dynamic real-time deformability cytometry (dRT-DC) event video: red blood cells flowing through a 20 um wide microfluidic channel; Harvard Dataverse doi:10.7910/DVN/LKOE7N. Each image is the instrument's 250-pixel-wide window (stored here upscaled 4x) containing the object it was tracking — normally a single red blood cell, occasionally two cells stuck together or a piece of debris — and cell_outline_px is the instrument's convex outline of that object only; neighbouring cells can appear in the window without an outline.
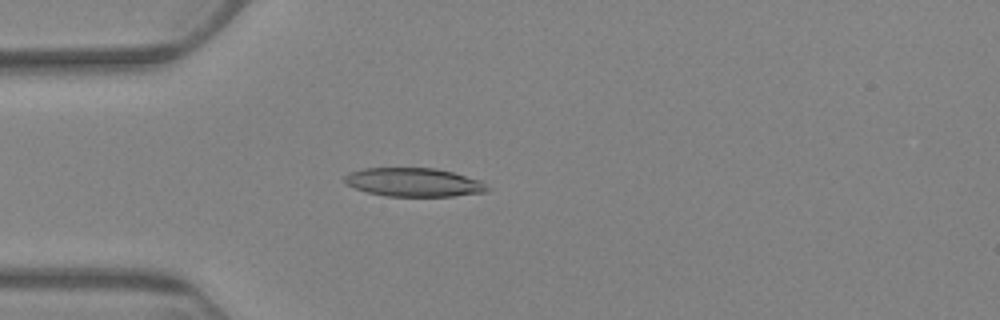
{"species": "Egyptian fruit bat (a non-hibernating species)", "species_latin": "Rousettus aegyptiacus", "temperature_condition": "warm", "stored_images_in_passage": 5, "camera_frame_rate_fps": 3000, "um_per_image_px": 0.085, "animal": {"sex": "female"}, "frame": {"image": 1, "passage_image": 5, "time_ms": 4.667, "image_size_px": [1000, 320], "cell_outline_px": [[492, 188], [484, 192], [452, 196], [388, 196], [368, 192], [356, 188], [348, 184], [344, 180], [344, 176], [348, 172], [364, 168], [436, 168], [452, 172], [480, 180]], "centroid_in_image_um": [35.19, 15.49], "position_along_channel_um": 49.8, "area_um2": 23.7}}